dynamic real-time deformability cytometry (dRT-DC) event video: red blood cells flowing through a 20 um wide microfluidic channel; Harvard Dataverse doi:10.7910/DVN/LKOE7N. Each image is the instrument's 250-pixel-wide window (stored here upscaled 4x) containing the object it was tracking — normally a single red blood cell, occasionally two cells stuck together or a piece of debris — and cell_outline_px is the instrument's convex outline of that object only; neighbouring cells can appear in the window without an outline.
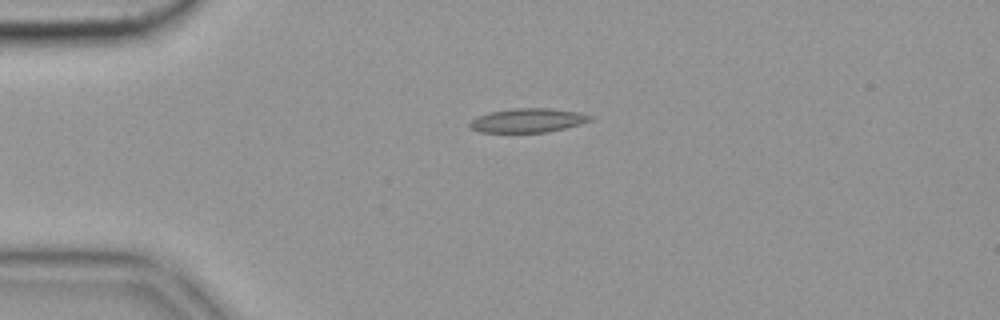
{"species": "common noctule bat (a hibernating species)", "species_latin": "Nyctalus noctula", "temperature_condition": "cold", "stored_images_in_passage": 57, "camera_frame_rate_fps": 3000, "um_per_image_px": 0.085, "animal": {"sex": "female", "body_mass_g": 19.9}, "frame": {"image": 1, "passage_image": 14, "time_ms": 4.333, "image_size_px": [1000, 320], "cell_outline_px": [[592, 120], [580, 124], [548, 132], [480, 132], [472, 128], [468, 124], [476, 116], [488, 112], [512, 108], [548, 108], [576, 112], [592, 116]], "centroid_in_image_um": [44.83, 10.23], "position_along_channel_um": 40.2, "area_um2": 16.76}}
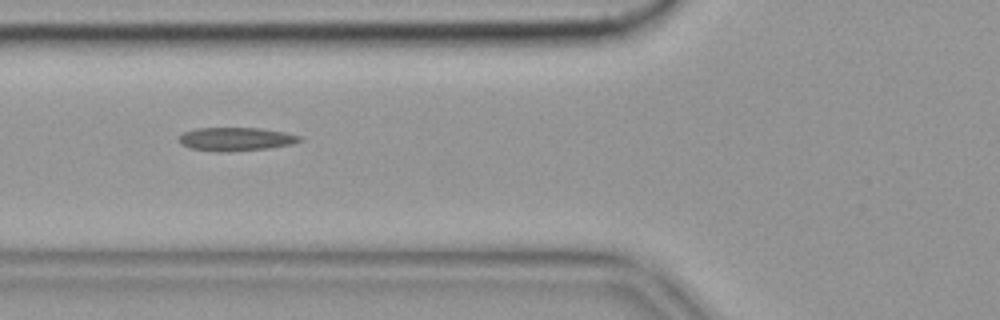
{"frame": {"image": 2, "passage_image": 22, "time_ms": 7.0, "image_size_px": [1000, 320], "cell_outline_px": [[304, 140], [292, 144], [268, 148], [192, 148], [180, 144], [180, 136], [184, 132], [196, 128], [260, 128], [284, 132], [300, 136]], "centroid_in_image_um": [20.13, 11.75], "position_along_channel_um": 105.7, "area_um2": 15.2}}
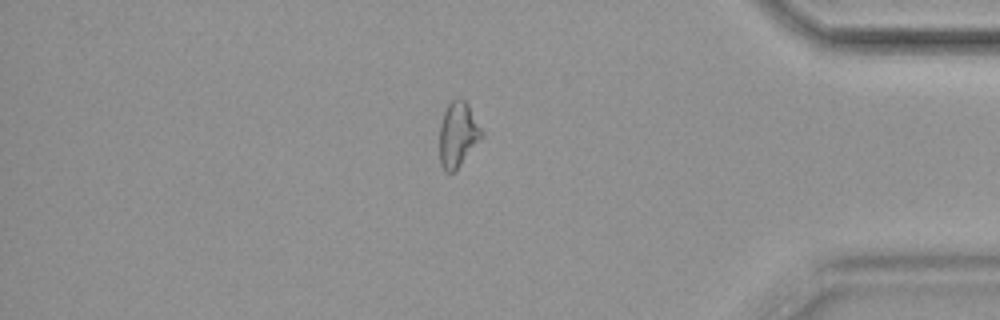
{"frame": {"image": 3, "passage_image": 49, "time_ms": 16.0, "image_size_px": [1000, 320], "cell_outline_px": [[484, 136], [460, 164], [452, 172], [444, 172], [440, 164], [440, 124], [444, 112], [448, 104], [456, 96], [464, 100], [468, 104], [484, 132]], "centroid_in_image_um": [38.93, 11.4], "position_along_channel_um": 396.3, "area_um2": 15.95}, "authors_computed_cell_mechanics": {"area_um2": 16.0684, "velocity_mm_per_s": 3.5393, "shape_relaxation_time_tau1_ms": 4.7314, "shape_relaxation_time_tau2_ms": 3.4289, "deformation_change_tau1": 0.1528, "deformation_change_tau2": 0.1368}}